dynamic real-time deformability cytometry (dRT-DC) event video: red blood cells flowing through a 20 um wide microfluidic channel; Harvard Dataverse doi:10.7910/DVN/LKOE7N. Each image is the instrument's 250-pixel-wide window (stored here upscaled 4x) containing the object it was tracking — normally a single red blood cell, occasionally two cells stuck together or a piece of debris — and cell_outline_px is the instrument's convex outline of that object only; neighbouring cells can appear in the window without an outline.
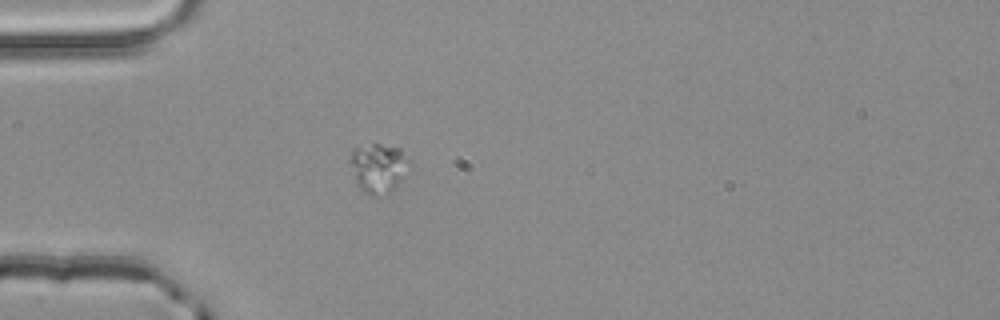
{"species": "common noctule bat (a hibernating species)", "species_latin": "Nyctalus noctula", "temperature_condition": "room temperature", "stored_images_in_passage": 3, "camera_frame_rate_fps": 3000, "um_per_image_px": 0.085, "animal": {"sex": "male", "body_mass_g": 20.4}, "frame": {"image": 1, "passage_image": 3, "time_ms": 0.667, "image_size_px": [1000, 320], "cell_outline_px": [[412, 168], [388, 192], [372, 196], [364, 192], [356, 184], [352, 164], [352, 148], [372, 144], [380, 144], [400, 148], [412, 160]], "centroid_in_image_um": [32.24, 14.24], "position_along_channel_um": 52.8, "area_um2": 16.88}}